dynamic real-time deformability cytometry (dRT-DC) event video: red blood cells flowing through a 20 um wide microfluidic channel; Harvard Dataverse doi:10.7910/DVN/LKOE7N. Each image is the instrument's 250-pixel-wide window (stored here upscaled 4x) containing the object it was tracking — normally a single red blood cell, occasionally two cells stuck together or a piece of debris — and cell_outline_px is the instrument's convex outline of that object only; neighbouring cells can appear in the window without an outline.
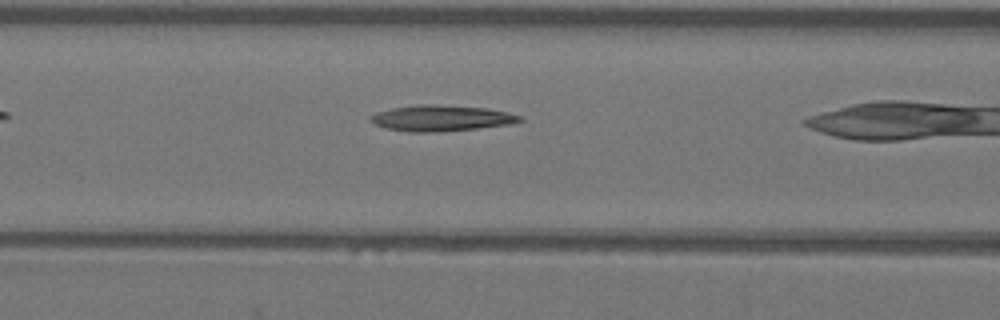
{"species": "Egyptian fruit bat (a non-hibernating species)", "species_latin": "Rousettus aegyptiacus", "temperature_condition": "warm", "stored_images_in_passage": 11, "camera_frame_rate_fps": 3000, "um_per_image_px": 0.085, "animal": {"sex": "female"}, "frame": {"image": 1, "passage_image": 7, "time_ms": 2.0, "image_size_px": [1000, 320], "cell_outline_px": [[524, 120], [512, 124], [476, 128], [432, 132], [408, 132], [384, 128], [376, 124], [372, 120], [372, 116], [376, 112], [392, 108], [420, 104], [436, 104], [484, 108], [508, 112], [524, 116]], "centroid_in_image_um": [37.55, 10.04], "position_along_channel_um": 129.0, "area_um2": 22.43}}
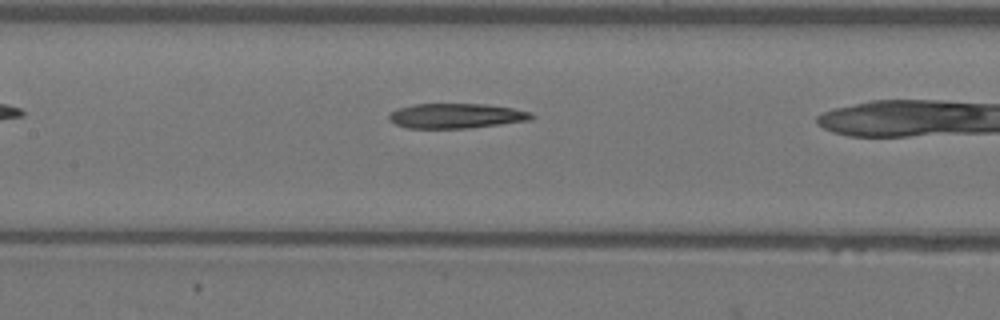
{"frame": {"image": 2, "passage_image": 10, "time_ms": 3.0, "image_size_px": [1000, 320], "cell_outline_px": [[536, 116], [532, 120], [468, 128], [408, 128], [396, 124], [388, 120], [388, 112], [412, 104], [484, 104], [512, 108], [532, 112]], "centroid_in_image_um": [38.78, 9.84], "position_along_channel_um": 168.6, "area_um2": 20.75}}